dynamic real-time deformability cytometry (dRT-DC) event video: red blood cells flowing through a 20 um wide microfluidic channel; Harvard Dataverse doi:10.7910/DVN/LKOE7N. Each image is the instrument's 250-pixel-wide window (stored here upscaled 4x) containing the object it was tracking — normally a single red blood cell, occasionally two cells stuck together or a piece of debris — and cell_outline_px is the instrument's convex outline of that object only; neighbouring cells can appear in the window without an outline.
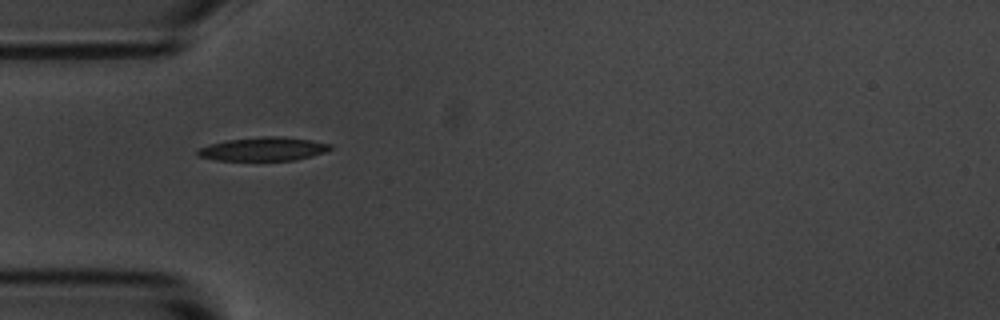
{"species": "common noctule bat (a hibernating species)", "species_latin": "Nyctalus noctula", "temperature_condition": "room temperature", "stored_images_in_passage": 2, "camera_frame_rate_fps": 3000, "um_per_image_px": 0.085, "animal": {"sex": "male", "body_mass_g": 20.1, "forearm_length_mm": 53.5}, "frame": {"image": 1, "passage_image": 1, "time_ms": 0.0, "image_size_px": [1000, 320], "cell_outline_px": [[332, 148], [324, 152], [312, 156], [296, 160], [216, 160], [196, 156], [196, 152], [200, 148], [208, 144], [228, 140], [260, 136], [280, 136], [308, 140], [332, 144]], "centroid_in_image_um": [22.36, 12.66], "position_along_channel_um": 62.6, "area_um2": 18.21}}